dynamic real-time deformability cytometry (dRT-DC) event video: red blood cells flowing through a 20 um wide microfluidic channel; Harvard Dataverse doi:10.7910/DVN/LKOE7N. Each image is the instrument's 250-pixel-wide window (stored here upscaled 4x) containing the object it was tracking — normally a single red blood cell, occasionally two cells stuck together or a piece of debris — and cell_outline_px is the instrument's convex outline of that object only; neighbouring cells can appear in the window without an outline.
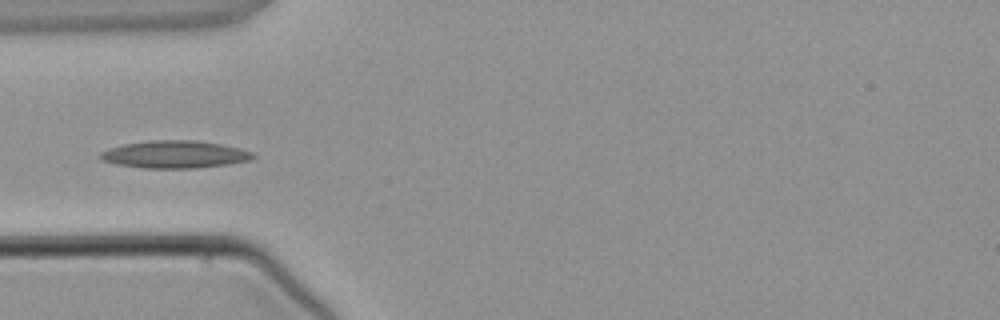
{"species": "common noctule bat (a hibernating species)", "species_latin": "Nyctalus noctula", "temperature_condition": "warm", "stored_images_in_passage": 5, "camera_frame_rate_fps": 3000, "um_per_image_px": 0.085, "animal": {"sex": "male", "body_mass_g": 21.5, "forearm_length_mm": 52.0}, "frame": {"image": 1, "passage_image": 4, "time_ms": 3.667, "image_size_px": [1000, 320], "cell_outline_px": [[256, 156], [248, 160], [224, 164], [196, 168], [144, 168], [116, 164], [100, 160], [100, 152], [108, 148], [124, 144], [148, 140], [192, 140], [220, 144], [240, 148], [252, 152]], "centroid_in_image_um": [14.79, 13.12], "position_along_channel_um": 70.2, "area_um2": 24.28}}
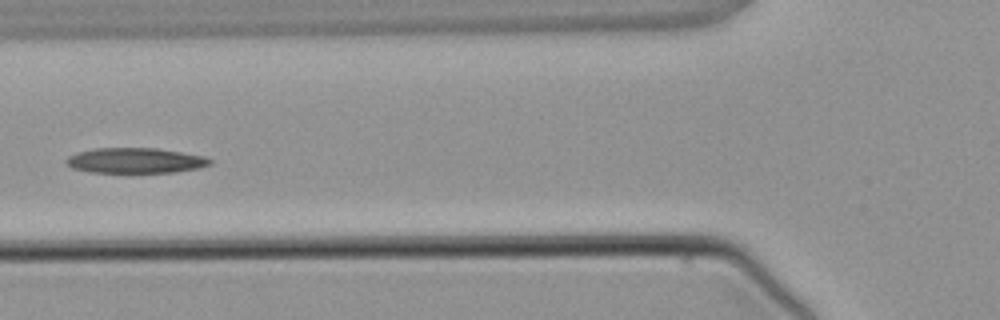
{"frame": {"image": 2, "passage_image": 5, "time_ms": 4.667, "image_size_px": [1000, 320], "cell_outline_px": [[212, 164], [200, 168], [172, 172], [88, 172], [72, 168], [64, 164], [64, 160], [68, 156], [76, 152], [96, 148], [156, 148], [204, 156], [212, 160]], "centroid_in_image_um": [11.46, 13.64], "position_along_channel_um": 114.3, "area_um2": 21.27}}